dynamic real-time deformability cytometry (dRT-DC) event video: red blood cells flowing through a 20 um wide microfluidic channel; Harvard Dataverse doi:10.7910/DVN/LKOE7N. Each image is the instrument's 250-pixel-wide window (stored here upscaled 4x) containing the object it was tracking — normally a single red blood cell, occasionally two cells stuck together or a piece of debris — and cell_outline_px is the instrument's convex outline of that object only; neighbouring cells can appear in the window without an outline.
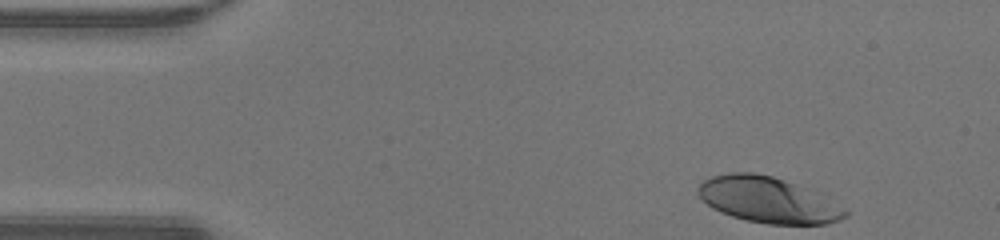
{"species": "human", "species_latin": "Homo sapiens", "temperature_condition": "warm", "stored_images_in_passage": 35, "camera_frame_rate_fps": 3000, "um_per_image_px": 0.085, "donor": {"sex": "male"}, "frame": {"image": 1, "passage_image": 1, "time_ms": 0.0, "image_size_px": [1000, 240], "cell_outline_px": [[848, 216], [840, 220], [828, 224], [768, 224], [744, 220], [720, 212], [712, 208], [700, 200], [696, 196], [696, 188], [704, 180], [712, 176], [732, 172], [752, 172], [772, 176], [812, 188], [828, 196], [848, 212]], "centroid_in_image_um": [65.29, 16.98], "position_along_channel_um": 19.7, "area_um2": 40.11}}
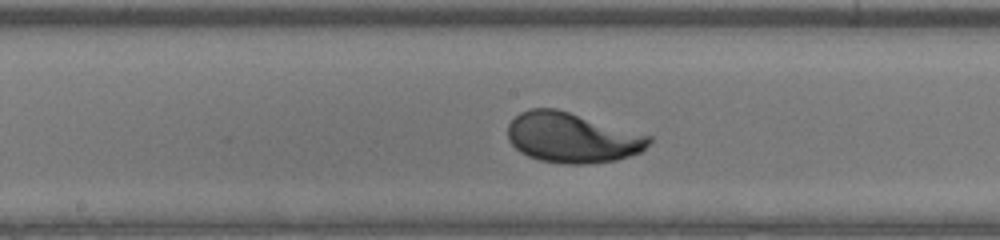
{"frame": {"image": 2, "passage_image": 20, "time_ms": 6.333, "image_size_px": [1000, 240], "cell_outline_px": [[652, 140], [640, 152], [616, 160], [588, 164], [564, 164], [540, 160], [528, 156], [520, 152], [508, 140], [508, 124], [520, 112], [528, 108], [556, 108], [652, 136]], "centroid_in_image_um": [48.61, 11.7], "position_along_channel_um": 199.6, "area_um2": 41.21}}
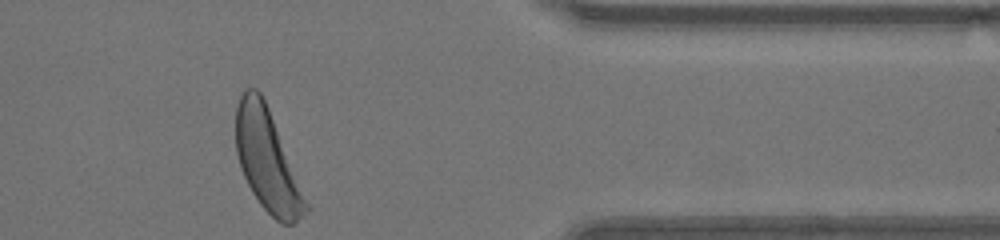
{"frame": {"image": 3, "passage_image": 35, "time_ms": 11.333, "image_size_px": [1000, 240], "cell_outline_px": [[312, 208], [308, 212], [292, 224], [280, 224], [260, 204], [252, 192], [244, 176], [236, 152], [236, 108], [240, 96], [244, 88], [256, 88], [260, 92], [268, 108]], "centroid_in_image_um": [22.75, 13.67], "position_along_channel_um": 388.7, "area_um2": 41.33}, "authors_computed_cell_mechanics": {"area_um2": 40.2866, "velocity_mm_per_s": 4.272, "shape_relaxation_time_tau1_ms": 2.4314, "shape_relaxation_time_tau2_ms": null, "deformation_change_tau1": 0.2106, "deformation_change_tau2": null}}